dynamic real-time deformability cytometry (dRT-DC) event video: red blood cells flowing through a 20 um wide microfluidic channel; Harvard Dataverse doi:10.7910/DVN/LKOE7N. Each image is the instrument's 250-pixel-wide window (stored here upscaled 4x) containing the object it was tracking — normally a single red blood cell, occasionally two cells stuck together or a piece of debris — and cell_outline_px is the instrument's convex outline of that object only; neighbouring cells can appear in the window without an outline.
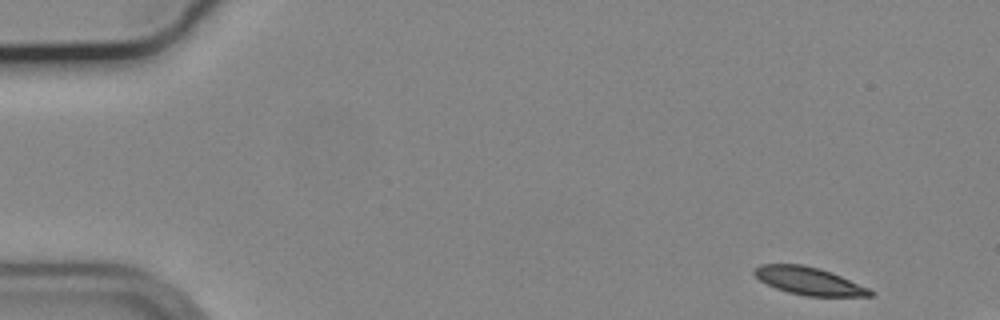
{"species": "common noctule bat (a hibernating species)", "species_latin": "Nyctalus noctula", "temperature_condition": "cold", "stored_images_in_passage": 12, "camera_frame_rate_fps": 3000, "um_per_image_px": 0.085, "animal": {"sex": "male", "body_mass_g": 19.2, "forearm_length_mm": 51.8}, "frame": {"image": 1, "passage_image": 1, "time_ms": 0.0, "image_size_px": [1000, 320], "cell_outline_px": [[876, 292], [872, 296], [804, 296], [788, 292], [776, 288], [760, 280], [752, 272], [760, 264], [800, 264], [820, 268], [832, 272], [868, 288]], "centroid_in_image_um": [68.77, 23.88], "position_along_channel_um": 16.2, "area_um2": 18.61}}